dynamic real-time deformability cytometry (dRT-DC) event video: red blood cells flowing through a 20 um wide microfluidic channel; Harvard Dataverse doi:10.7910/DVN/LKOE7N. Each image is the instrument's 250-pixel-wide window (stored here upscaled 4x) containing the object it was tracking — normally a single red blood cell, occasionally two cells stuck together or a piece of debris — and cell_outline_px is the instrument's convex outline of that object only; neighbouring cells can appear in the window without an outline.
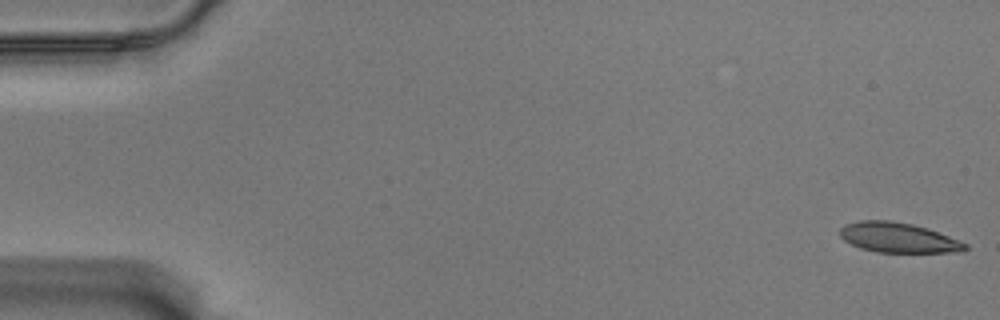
{"species": "Egyptian fruit bat (a non-hibernating species)", "species_latin": "Rousettus aegyptiacus", "temperature_condition": "warm", "stored_images_in_passage": 25, "camera_frame_rate_fps": 3000, "um_per_image_px": 0.085, "animal": {"sex": "male"}, "frame": {"image": 1, "passage_image": 1, "time_ms": 0.0, "image_size_px": [1000, 320], "cell_outline_px": [[968, 248], [960, 252], [876, 252], [860, 248], [844, 240], [840, 236], [840, 228], [844, 224], [860, 220], [892, 220], [912, 224], [928, 228], [968, 244]], "centroid_in_image_um": [76.33, 20.19], "position_along_channel_um": 8.7, "area_um2": 21.91}}
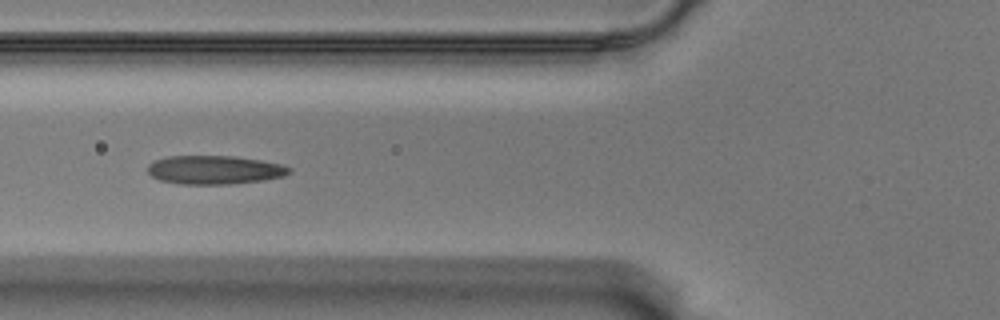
{"frame": {"image": 2, "passage_image": 22, "time_ms": 7.0, "image_size_px": [1000, 320], "cell_outline_px": [[292, 172], [284, 176], [264, 180], [228, 184], [180, 184], [160, 180], [152, 176], [148, 172], [148, 164], [156, 160], [168, 156], [232, 156], [260, 160], [280, 164], [292, 168]], "centroid_in_image_um": [18.25, 14.44], "position_along_channel_um": 107.6, "area_um2": 23.58}}
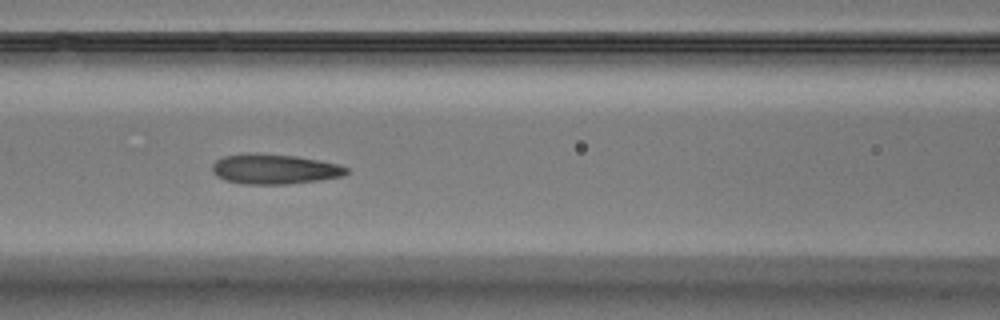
{"frame": {"image": 3, "passage_image": 25, "time_ms": 8.0, "image_size_px": [1000, 320], "cell_outline_px": [[348, 172], [344, 176], [320, 180], [284, 184], [240, 184], [224, 180], [216, 176], [212, 172], [212, 164], [216, 160], [224, 156], [248, 152], [256, 152], [296, 156], [340, 164], [348, 168]], "centroid_in_image_um": [23.3, 14.36], "position_along_channel_um": 143.3, "area_um2": 23.81}}